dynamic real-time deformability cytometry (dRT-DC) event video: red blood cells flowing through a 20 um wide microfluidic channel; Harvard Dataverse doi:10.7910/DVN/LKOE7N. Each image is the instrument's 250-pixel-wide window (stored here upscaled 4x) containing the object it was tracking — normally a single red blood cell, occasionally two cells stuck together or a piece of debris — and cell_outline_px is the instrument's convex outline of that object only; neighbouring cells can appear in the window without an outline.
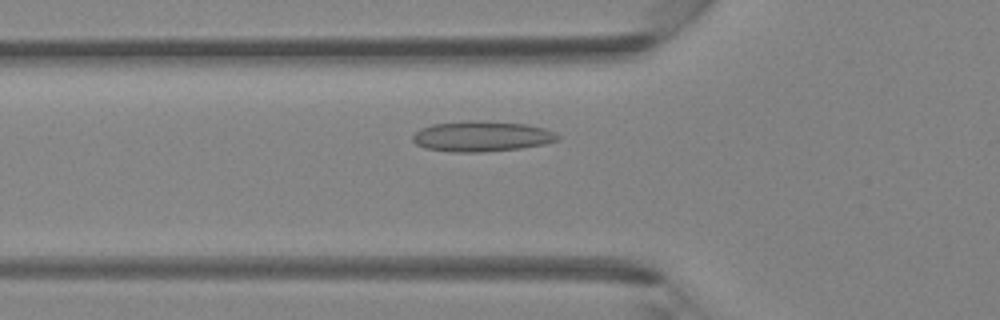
{"species": "Egyptian fruit bat (a non-hibernating species)", "species_latin": "Rousettus aegyptiacus", "temperature_condition": "room temperature", "stored_images_in_passage": 42, "camera_frame_rate_fps": 3000, "um_per_image_px": 0.085, "animal": {"sex": "female"}, "frame": {"image": 1, "passage_image": 13, "time_ms": 4.0, "image_size_px": [1000, 320], "cell_outline_px": [[560, 136], [556, 140], [544, 144], [520, 148], [480, 152], [452, 152], [424, 148], [416, 144], [412, 140], [412, 136], [420, 128], [432, 124], [464, 120], [528, 124], [544, 128], [556, 132]], "centroid_in_image_um": [40.91, 11.58], "position_along_channel_um": 84.9, "area_um2": 25.72}}
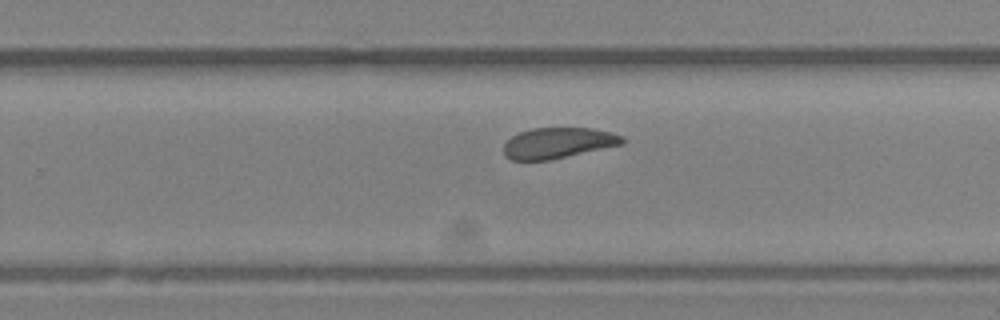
{"frame": {"image": 2, "passage_image": 26, "time_ms": 8.333, "image_size_px": [1000, 320], "cell_outline_px": [[624, 144], [548, 160], [512, 160], [504, 156], [504, 144], [512, 136], [520, 132], [532, 128], [592, 128], [612, 132], [624, 136]], "centroid_in_image_um": [47.45, 12.14], "position_along_channel_um": 282.4, "area_um2": 21.21}}
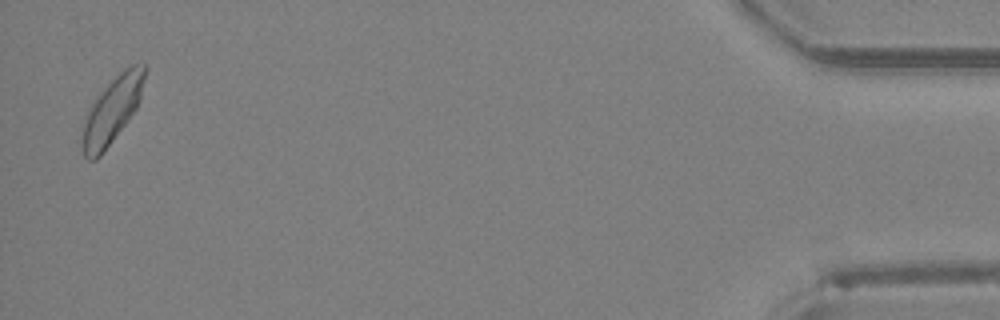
{"frame": {"image": 3, "passage_image": 41, "time_ms": 13.333, "image_size_px": [1000, 320], "cell_outline_px": [[144, 76], [140, 96], [136, 108], [100, 156], [96, 160], [88, 160], [84, 156], [84, 116], [92, 100], [124, 68], [132, 64], [144, 60]], "centroid_in_image_um": [9.52, 9.32], "position_along_channel_um": 425.7, "area_um2": 23.29}}